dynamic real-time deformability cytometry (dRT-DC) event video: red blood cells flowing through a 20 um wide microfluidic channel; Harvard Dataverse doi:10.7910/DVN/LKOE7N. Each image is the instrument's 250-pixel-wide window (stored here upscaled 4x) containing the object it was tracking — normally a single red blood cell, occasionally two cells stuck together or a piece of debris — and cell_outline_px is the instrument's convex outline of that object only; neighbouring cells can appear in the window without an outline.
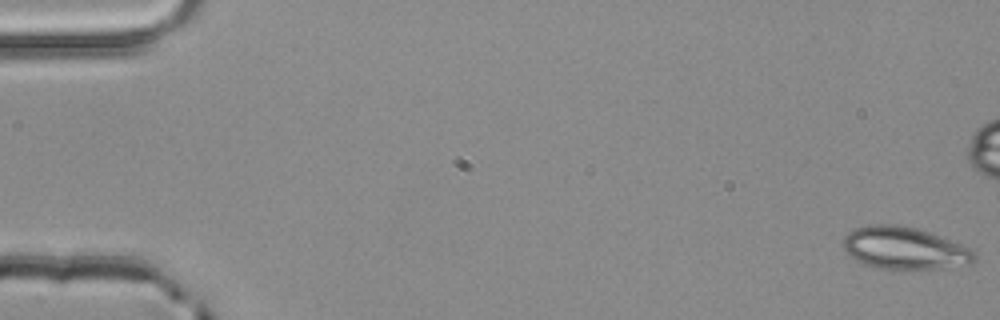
{"species": "common noctule bat (a hibernating species)", "species_latin": "Nyctalus noctula", "temperature_condition": "room temperature", "stored_images_in_passage": 6, "camera_frame_rate_fps": 3000, "um_per_image_px": 0.085, "animal": {"sex": "male", "body_mass_g": 20.4}, "frame": {"image": 1, "passage_image": 1, "time_ms": 0.0, "image_size_px": [1000, 320], "cell_outline_px": [[976, 260], [968, 264], [948, 268], [876, 268], [864, 264], [856, 260], [844, 248], [844, 236], [848, 232], [856, 228], [872, 224], [896, 224], [916, 228], [928, 232], [960, 244], [976, 252]], "centroid_in_image_um": [76.89, 21.09], "position_along_channel_um": 8.1, "area_um2": 31.91}}